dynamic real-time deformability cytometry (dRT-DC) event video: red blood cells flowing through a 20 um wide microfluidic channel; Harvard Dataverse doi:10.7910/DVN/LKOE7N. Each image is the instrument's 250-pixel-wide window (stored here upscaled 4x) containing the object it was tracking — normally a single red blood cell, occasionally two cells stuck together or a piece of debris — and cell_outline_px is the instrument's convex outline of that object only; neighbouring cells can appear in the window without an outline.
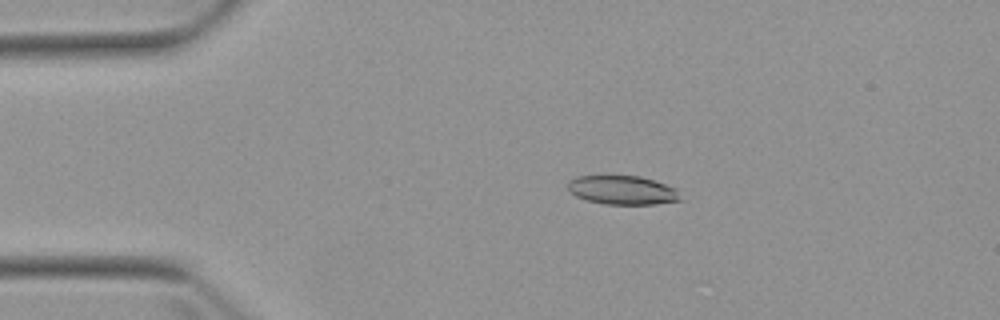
{"species": "Egyptian fruit bat (a non-hibernating species)", "species_latin": "Rousettus aegyptiacus", "temperature_condition": "warm", "stored_images_in_passage": 7, "camera_frame_rate_fps": 3000, "um_per_image_px": 0.085, "animal": {"sex": "female"}, "frame": {"image": 1, "passage_image": 3, "time_ms": 3.333, "image_size_px": [1000, 320], "cell_outline_px": [[684, 200], [656, 204], [604, 204], [588, 200], [576, 196], [568, 188], [568, 180], [576, 176], [640, 176], [676, 188]], "centroid_in_image_um": [52.94, 16.16], "position_along_channel_um": 32.1, "area_um2": 18.9}}
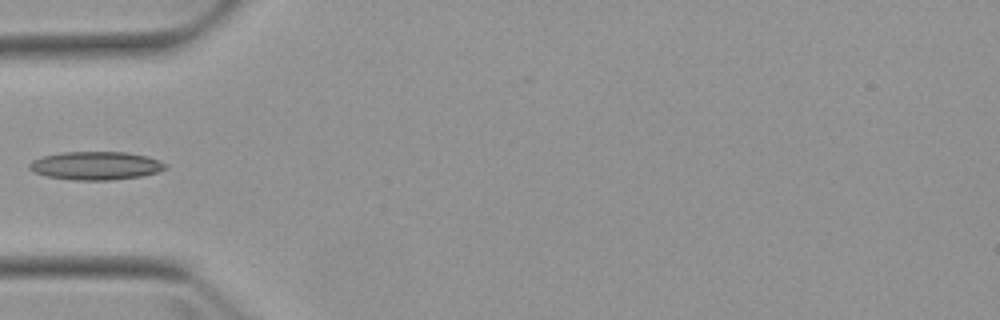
{"frame": {"image": 2, "passage_image": 5, "time_ms": 5.667, "image_size_px": [1000, 320], "cell_outline_px": [[168, 168], [144, 176], [112, 180], [72, 180], [48, 176], [32, 172], [28, 168], [28, 164], [32, 160], [44, 156], [60, 152], [124, 152], [144, 156], [156, 160], [164, 164]], "centroid_in_image_um": [8.09, 14.09], "position_along_channel_um": 76.9, "area_um2": 22.31}}
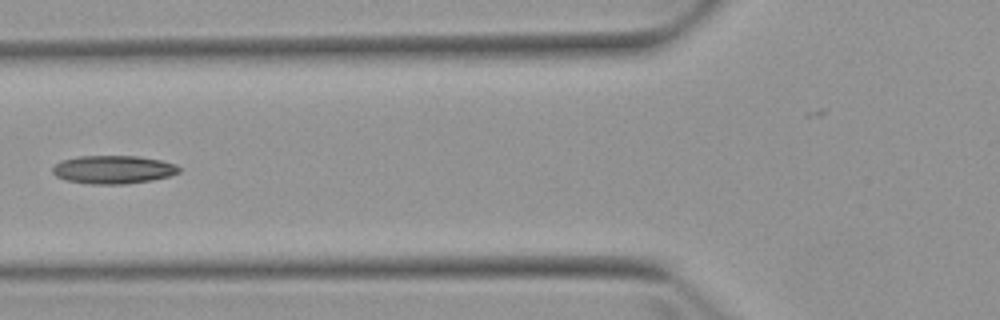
{"frame": {"image": 3, "passage_image": 6, "time_ms": 6.667, "image_size_px": [1000, 320], "cell_outline_px": [[180, 172], [168, 176], [152, 180], [124, 184], [92, 184], [68, 180], [56, 176], [52, 172], [52, 168], [56, 164], [64, 160], [80, 156], [136, 156], [160, 160], [176, 164], [180, 168]], "centroid_in_image_um": [9.65, 14.41], "position_along_channel_um": 116.2, "area_um2": 20.58}}